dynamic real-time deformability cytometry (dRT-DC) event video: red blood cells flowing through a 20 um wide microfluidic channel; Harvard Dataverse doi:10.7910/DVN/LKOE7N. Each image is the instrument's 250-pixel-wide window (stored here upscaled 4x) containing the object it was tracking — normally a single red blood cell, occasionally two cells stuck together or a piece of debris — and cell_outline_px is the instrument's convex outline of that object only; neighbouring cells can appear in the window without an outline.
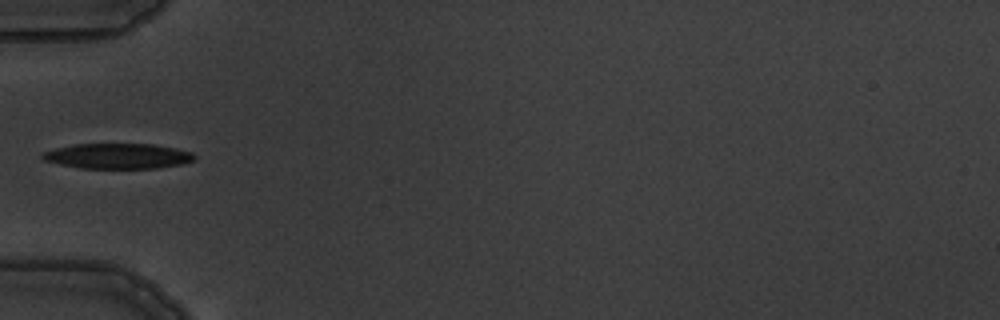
{"species": "common noctule bat (a hibernating species)", "species_latin": "Nyctalus noctula", "temperature_condition": "warm", "stored_images_in_passage": 1, "camera_frame_rate_fps": 3000, "um_per_image_px": 0.085, "animal": {"sex": "male", "body_mass_g": 19.5, "forearm_length_mm": 54.6}, "frame": {"image": 1, "passage_image": 1, "time_ms": 0.0, "image_size_px": [1000, 320], "cell_outline_px": [[196, 156], [192, 160], [184, 164], [156, 168], [80, 168], [60, 164], [44, 160], [40, 156], [44, 152], [56, 148], [76, 144], [152, 144], [176, 148], [192, 152]], "centroid_in_image_um": [10.04, 13.26], "position_along_channel_um": 75.0, "area_um2": 22.31}}